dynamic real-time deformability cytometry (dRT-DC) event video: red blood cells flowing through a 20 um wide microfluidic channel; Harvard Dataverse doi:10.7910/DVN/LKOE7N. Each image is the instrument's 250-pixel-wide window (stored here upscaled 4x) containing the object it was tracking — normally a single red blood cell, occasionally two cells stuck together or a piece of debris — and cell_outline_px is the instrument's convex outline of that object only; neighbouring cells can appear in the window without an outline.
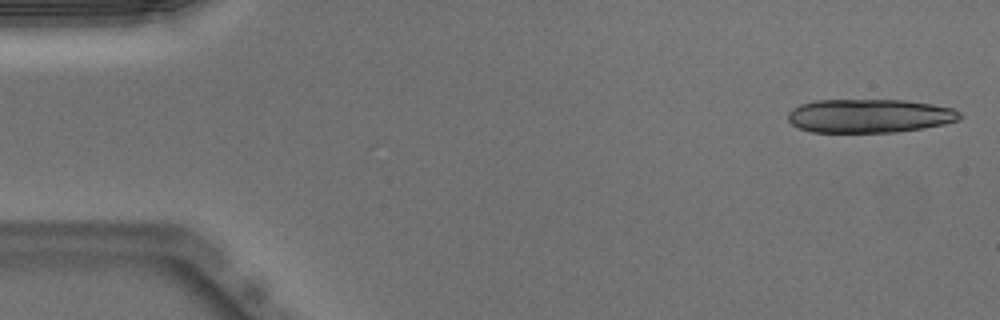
{"species": "Egyptian fruit bat (a non-hibernating species)", "species_latin": "Rousettus aegyptiacus", "temperature_condition": "warm", "stored_images_in_passage": 16, "camera_frame_rate_fps": 3000, "um_per_image_px": 0.085, "animal": {"sex": "male"}, "frame": {"image": 1, "passage_image": 1, "time_ms": 0.0, "image_size_px": [1000, 320], "cell_outline_px": [[964, 116], [960, 120], [944, 124], [896, 132], [812, 132], [796, 128], [788, 120], [788, 112], [792, 108], [800, 104], [816, 100], [904, 100], [932, 104], [952, 108], [960, 112]], "centroid_in_image_um": [73.89, 9.85], "position_along_channel_um": 11.1, "area_um2": 33.93}}